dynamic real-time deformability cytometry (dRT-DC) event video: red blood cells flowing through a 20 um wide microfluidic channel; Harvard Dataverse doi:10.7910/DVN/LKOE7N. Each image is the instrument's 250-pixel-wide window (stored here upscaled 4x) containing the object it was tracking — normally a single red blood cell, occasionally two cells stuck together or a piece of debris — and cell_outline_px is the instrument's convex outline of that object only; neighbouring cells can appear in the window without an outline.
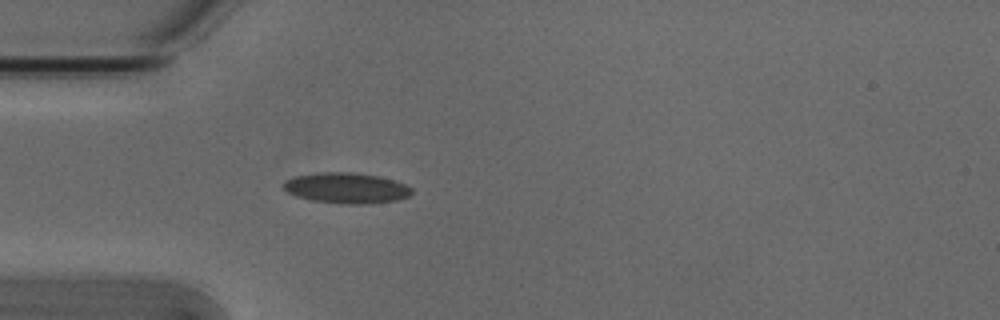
{"species": "Egyptian fruit bat (a non-hibernating species)", "species_latin": "Rousettus aegyptiacus", "temperature_condition": "cold", "stored_images_in_passage": 5, "camera_frame_rate_fps": 3000, "um_per_image_px": 0.085, "animal": {"sex": "male"}, "frame": {"image": 1, "passage_image": 5, "time_ms": 1.333, "image_size_px": [1000, 320], "cell_outline_px": [[412, 192], [408, 196], [396, 200], [368, 204], [344, 204], [312, 200], [296, 196], [288, 192], [280, 184], [284, 180], [296, 176], [316, 172], [352, 172], [376, 176], [392, 180], [404, 184], [412, 188]], "centroid_in_image_um": [29.39, 15.98], "position_along_channel_um": 55.6, "area_um2": 22.83}}